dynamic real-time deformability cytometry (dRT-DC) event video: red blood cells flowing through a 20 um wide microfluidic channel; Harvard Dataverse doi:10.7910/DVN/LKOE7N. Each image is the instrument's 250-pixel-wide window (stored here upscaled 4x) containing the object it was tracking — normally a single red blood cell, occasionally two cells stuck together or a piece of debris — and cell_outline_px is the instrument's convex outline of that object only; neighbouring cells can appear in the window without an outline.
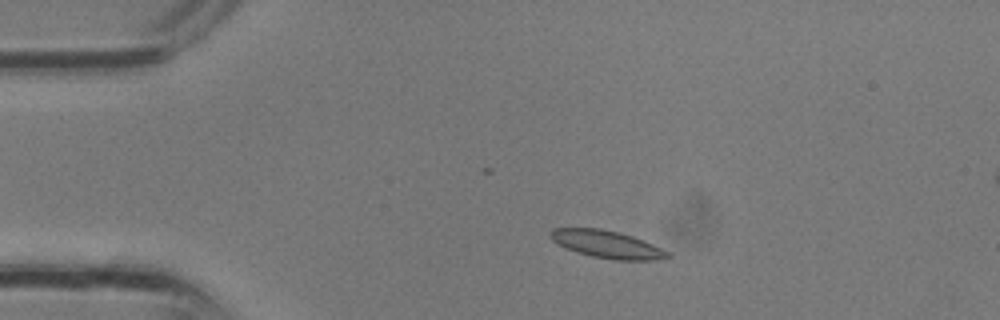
{"species": "common noctule bat (a hibernating species)", "species_latin": "Nyctalus noctula", "temperature_condition": "room temperature", "stored_images_in_passage": 2, "camera_frame_rate_fps": 3000, "um_per_image_px": 0.085, "animal": {"sex": "male", "body_mass_g": 13.3}, "frame": {"image": 1, "passage_image": 1, "time_ms": 0.0, "image_size_px": [1000, 320], "cell_outline_px": [[672, 256], [656, 260], [616, 260], [592, 256], [576, 252], [552, 240], [548, 232], [552, 228], [600, 228], [620, 232], [632, 236], [652, 244], [668, 252]], "centroid_in_image_um": [51.58, 20.76], "position_along_channel_um": 33.4, "area_um2": 18.61}}